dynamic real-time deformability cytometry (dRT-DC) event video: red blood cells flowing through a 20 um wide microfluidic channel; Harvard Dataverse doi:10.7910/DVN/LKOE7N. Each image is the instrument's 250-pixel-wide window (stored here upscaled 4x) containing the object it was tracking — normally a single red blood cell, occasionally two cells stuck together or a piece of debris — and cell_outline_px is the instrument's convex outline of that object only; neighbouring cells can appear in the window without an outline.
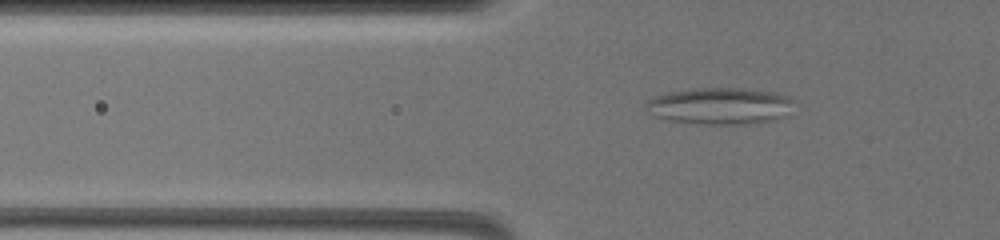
{"species": "common noctule bat (a hibernating species)", "species_latin": "Nyctalus noctula", "temperature_condition": "warm", "stored_images_in_passage": 32, "camera_frame_rate_fps": 3000, "um_per_image_px": 0.085, "animal": {"sex": "female", "body_mass_g": 19.5, "forearm_length_mm": 54.1}, "frame": {"image": 1, "passage_image": 11, "time_ms": 1.667, "image_size_px": [1000, 240], "cell_outline_px": [[796, 100], [784, 116], [776, 120], [748, 124], [700, 124], [668, 120], [656, 116], [644, 108], [644, 104], [648, 100], [656, 96], [668, 92], [692, 88], [744, 88], [772, 92], [792, 96]], "centroid_in_image_um": [61.22, 9.0], "position_along_channel_um": 64.6, "area_um2": 31.96}}
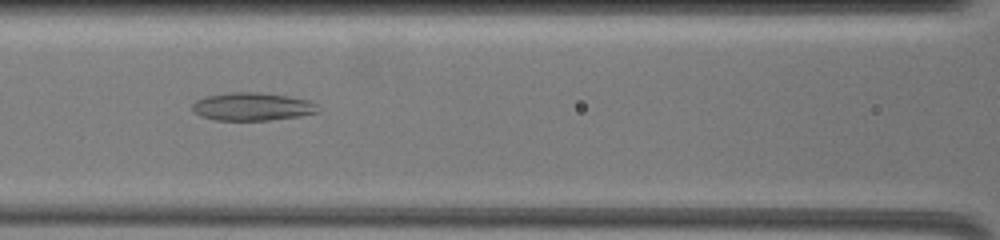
{"frame": {"image": 2, "passage_image": 24, "time_ms": 4.333, "image_size_px": [1000, 240], "cell_outline_px": [[320, 112], [300, 116], [272, 120], [216, 120], [200, 116], [192, 112], [192, 104], [196, 100], [208, 96], [228, 92], [256, 92], [288, 96], [308, 100], [316, 104]], "centroid_in_image_um": [21.43, 9.07], "position_along_channel_um": 145.2, "area_um2": 20.58}}
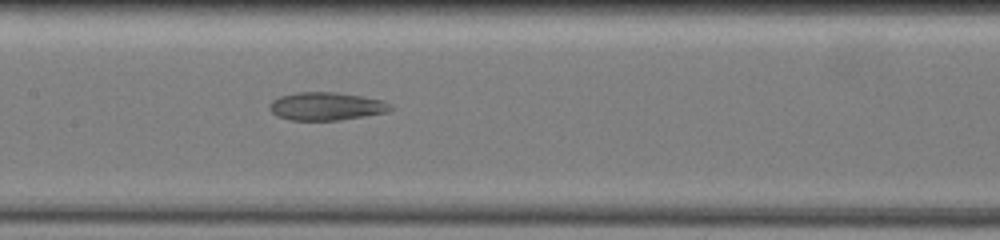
{"frame": {"image": 3, "passage_image": 31, "time_ms": 5.333, "image_size_px": [1000, 240], "cell_outline_px": [[396, 108], [388, 112], [340, 120], [292, 120], [276, 116], [268, 108], [268, 104], [272, 100], [280, 96], [296, 92], [336, 92], [364, 96], [384, 100], [392, 104]], "centroid_in_image_um": [27.77, 9.02], "position_along_channel_um": 179.6, "area_um2": 20.11}}